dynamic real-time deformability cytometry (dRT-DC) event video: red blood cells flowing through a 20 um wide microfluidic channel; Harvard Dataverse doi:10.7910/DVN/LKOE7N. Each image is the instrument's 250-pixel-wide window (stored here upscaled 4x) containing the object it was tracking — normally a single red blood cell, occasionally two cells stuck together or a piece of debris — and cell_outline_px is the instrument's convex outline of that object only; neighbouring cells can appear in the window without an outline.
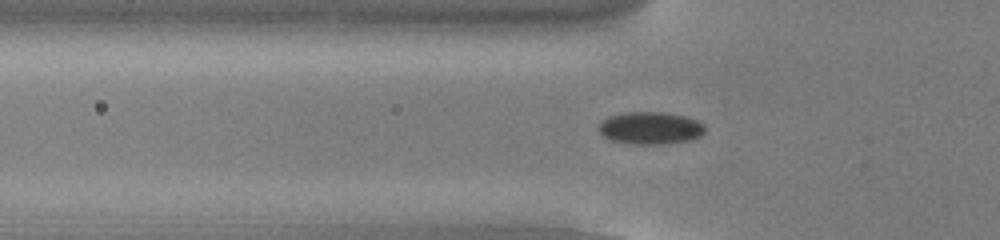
{"species": "common noctule bat (a hibernating species)", "species_latin": "Nyctalus noctula", "temperature_condition": "cold", "stored_images_in_passage": 54, "camera_frame_rate_fps": 3000, "um_per_image_px": 0.085, "animal": {"sex": "male", "body_mass_g": 13.0, "forearm_length_mm": 53.1}, "frame": {"image": 1, "passage_image": 18, "time_ms": 5.667, "image_size_px": [1000, 240], "cell_outline_px": [[704, 132], [700, 136], [688, 140], [664, 144], [632, 144], [612, 140], [604, 136], [596, 128], [608, 116], [628, 112], [664, 112], [684, 116], [696, 120], [704, 124]], "centroid_in_image_um": [55.27, 10.88], "position_along_channel_um": 70.5, "area_um2": 19.94}}
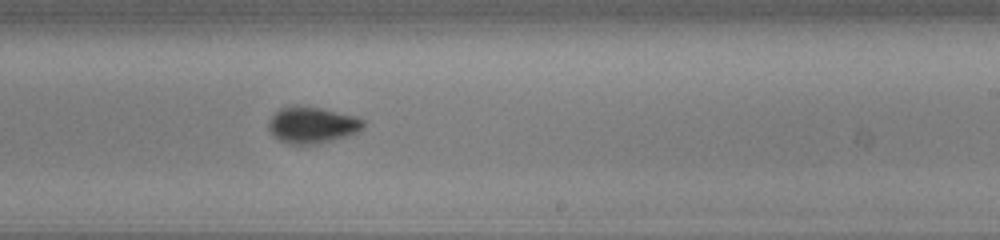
{"frame": {"image": 2, "passage_image": 33, "time_ms": 10.667, "image_size_px": [1000, 240], "cell_outline_px": [[364, 128], [360, 132], [348, 136], [320, 144], [288, 144], [272, 136], [268, 128], [268, 120], [280, 108], [320, 108], [356, 116], [364, 120]], "centroid_in_image_um": [26.57, 10.67], "position_along_channel_um": 262.4, "area_um2": 19.94}}
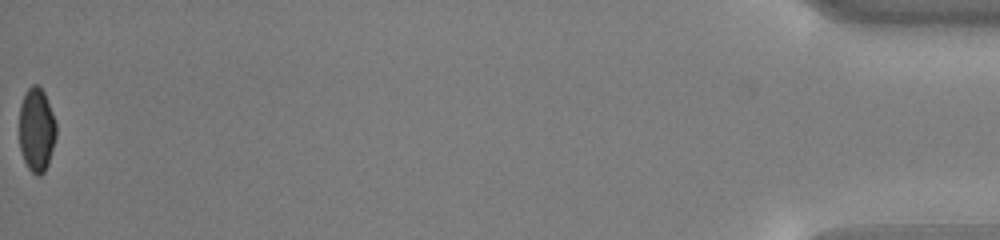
{"frame": {"image": 3, "passage_image": 54, "time_ms": 17.667, "image_size_px": [1000, 240], "cell_outline_px": [[56, 136], [48, 164], [44, 172], [40, 176], [36, 176], [28, 168], [24, 160], [20, 148], [20, 104], [24, 92], [32, 84], [36, 84], [44, 92], [56, 120]], "centroid_in_image_um": [3.11, 11.02], "position_along_channel_um": 432.1, "area_um2": 18.15}, "authors_computed_cell_mechanics": {"area_um2": 19.2763, "velocity_mm_per_s": 3.8457, "shape_relaxation_time_tau1_ms": 2.3987, "shape_relaxation_time_tau2_ms": null, "deformation_change_tau1": 0.074, "deformation_change_tau2": null}}